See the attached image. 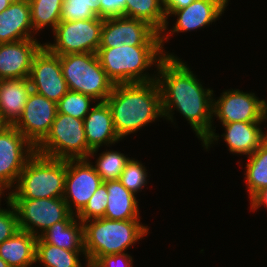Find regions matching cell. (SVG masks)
I'll return each instance as SVG.
<instances>
[{
  "instance_id": "6da1fadb",
  "label": "cell",
  "mask_w": 267,
  "mask_h": 267,
  "mask_svg": "<svg viewBox=\"0 0 267 267\" xmlns=\"http://www.w3.org/2000/svg\"><path fill=\"white\" fill-rule=\"evenodd\" d=\"M164 118L173 122L174 110L185 117L203 147L209 149L216 135L213 122V90L204 89L193 71L175 55H166L157 67Z\"/></svg>"
},
{
  "instance_id": "7a4b0ae2",
  "label": "cell",
  "mask_w": 267,
  "mask_h": 267,
  "mask_svg": "<svg viewBox=\"0 0 267 267\" xmlns=\"http://www.w3.org/2000/svg\"><path fill=\"white\" fill-rule=\"evenodd\" d=\"M115 131L123 139L162 118V96L157 80L141 83L115 84L106 99Z\"/></svg>"
},
{
  "instance_id": "3957f363",
  "label": "cell",
  "mask_w": 267,
  "mask_h": 267,
  "mask_svg": "<svg viewBox=\"0 0 267 267\" xmlns=\"http://www.w3.org/2000/svg\"><path fill=\"white\" fill-rule=\"evenodd\" d=\"M83 223L86 262L94 264L101 256L121 254L148 234L140 220H110L104 217Z\"/></svg>"
},
{
  "instance_id": "277c9868",
  "label": "cell",
  "mask_w": 267,
  "mask_h": 267,
  "mask_svg": "<svg viewBox=\"0 0 267 267\" xmlns=\"http://www.w3.org/2000/svg\"><path fill=\"white\" fill-rule=\"evenodd\" d=\"M97 57L108 78L115 84L141 83L157 80L146 71L152 65L158 67L166 56L161 45L123 44L112 48H98ZM148 73V74H147Z\"/></svg>"
},
{
  "instance_id": "5b68a950",
  "label": "cell",
  "mask_w": 267,
  "mask_h": 267,
  "mask_svg": "<svg viewBox=\"0 0 267 267\" xmlns=\"http://www.w3.org/2000/svg\"><path fill=\"white\" fill-rule=\"evenodd\" d=\"M66 160L35 152L21 171L10 199L63 198Z\"/></svg>"
},
{
  "instance_id": "8992f818",
  "label": "cell",
  "mask_w": 267,
  "mask_h": 267,
  "mask_svg": "<svg viewBox=\"0 0 267 267\" xmlns=\"http://www.w3.org/2000/svg\"><path fill=\"white\" fill-rule=\"evenodd\" d=\"M59 58L68 90L91 96L94 102L106 101L114 83L108 78L96 53L59 55Z\"/></svg>"
},
{
  "instance_id": "52a82bcc",
  "label": "cell",
  "mask_w": 267,
  "mask_h": 267,
  "mask_svg": "<svg viewBox=\"0 0 267 267\" xmlns=\"http://www.w3.org/2000/svg\"><path fill=\"white\" fill-rule=\"evenodd\" d=\"M35 152L60 160L88 159V147L83 119L58 113L49 133L35 147Z\"/></svg>"
},
{
  "instance_id": "ba28073f",
  "label": "cell",
  "mask_w": 267,
  "mask_h": 267,
  "mask_svg": "<svg viewBox=\"0 0 267 267\" xmlns=\"http://www.w3.org/2000/svg\"><path fill=\"white\" fill-rule=\"evenodd\" d=\"M102 25L101 17L60 21L53 31L55 43H44V46L56 55L97 53Z\"/></svg>"
},
{
  "instance_id": "9c48e42d",
  "label": "cell",
  "mask_w": 267,
  "mask_h": 267,
  "mask_svg": "<svg viewBox=\"0 0 267 267\" xmlns=\"http://www.w3.org/2000/svg\"><path fill=\"white\" fill-rule=\"evenodd\" d=\"M10 202L17 211L19 230L37 237L71 214L63 198L10 199Z\"/></svg>"
},
{
  "instance_id": "30bf717a",
  "label": "cell",
  "mask_w": 267,
  "mask_h": 267,
  "mask_svg": "<svg viewBox=\"0 0 267 267\" xmlns=\"http://www.w3.org/2000/svg\"><path fill=\"white\" fill-rule=\"evenodd\" d=\"M160 33L148 23L125 16L103 18L99 48L123 44L161 45Z\"/></svg>"
},
{
  "instance_id": "8fae6325",
  "label": "cell",
  "mask_w": 267,
  "mask_h": 267,
  "mask_svg": "<svg viewBox=\"0 0 267 267\" xmlns=\"http://www.w3.org/2000/svg\"><path fill=\"white\" fill-rule=\"evenodd\" d=\"M35 147L13 125L0 126V183L12 190Z\"/></svg>"
},
{
  "instance_id": "7c38bea8",
  "label": "cell",
  "mask_w": 267,
  "mask_h": 267,
  "mask_svg": "<svg viewBox=\"0 0 267 267\" xmlns=\"http://www.w3.org/2000/svg\"><path fill=\"white\" fill-rule=\"evenodd\" d=\"M102 183V178L89 158L66 160L63 199L66 201L69 211L77 215ZM74 210L76 211L74 212Z\"/></svg>"
},
{
  "instance_id": "4fadbf2b",
  "label": "cell",
  "mask_w": 267,
  "mask_h": 267,
  "mask_svg": "<svg viewBox=\"0 0 267 267\" xmlns=\"http://www.w3.org/2000/svg\"><path fill=\"white\" fill-rule=\"evenodd\" d=\"M213 115L222 124L231 122H266L267 101L259 100L254 93L239 89L224 91L218 100L213 99Z\"/></svg>"
},
{
  "instance_id": "5bb4252c",
  "label": "cell",
  "mask_w": 267,
  "mask_h": 267,
  "mask_svg": "<svg viewBox=\"0 0 267 267\" xmlns=\"http://www.w3.org/2000/svg\"><path fill=\"white\" fill-rule=\"evenodd\" d=\"M28 79L32 91L55 103L68 91L59 55L52 53L45 46L35 55Z\"/></svg>"
},
{
  "instance_id": "9a60e30c",
  "label": "cell",
  "mask_w": 267,
  "mask_h": 267,
  "mask_svg": "<svg viewBox=\"0 0 267 267\" xmlns=\"http://www.w3.org/2000/svg\"><path fill=\"white\" fill-rule=\"evenodd\" d=\"M57 112V103L31 91L21 117L13 126L36 147L49 133Z\"/></svg>"
},
{
  "instance_id": "2e32d148",
  "label": "cell",
  "mask_w": 267,
  "mask_h": 267,
  "mask_svg": "<svg viewBox=\"0 0 267 267\" xmlns=\"http://www.w3.org/2000/svg\"><path fill=\"white\" fill-rule=\"evenodd\" d=\"M229 0H194L190 5L177 10H165L167 19L170 15L177 16L175 26L167 31V36L161 34V48L165 55H173L165 53L163 43L168 41L170 34L178 32H187L215 22L224 13L225 8L228 6ZM227 4V5H226ZM169 34V35H168Z\"/></svg>"
},
{
  "instance_id": "e0dca14e",
  "label": "cell",
  "mask_w": 267,
  "mask_h": 267,
  "mask_svg": "<svg viewBox=\"0 0 267 267\" xmlns=\"http://www.w3.org/2000/svg\"><path fill=\"white\" fill-rule=\"evenodd\" d=\"M43 46L34 38L0 44V80L29 78L33 59Z\"/></svg>"
},
{
  "instance_id": "ac0fdd59",
  "label": "cell",
  "mask_w": 267,
  "mask_h": 267,
  "mask_svg": "<svg viewBox=\"0 0 267 267\" xmlns=\"http://www.w3.org/2000/svg\"><path fill=\"white\" fill-rule=\"evenodd\" d=\"M87 144L94 157L102 145H111L121 140L113 123L112 112L107 102H98L83 119Z\"/></svg>"
},
{
  "instance_id": "d6986e66",
  "label": "cell",
  "mask_w": 267,
  "mask_h": 267,
  "mask_svg": "<svg viewBox=\"0 0 267 267\" xmlns=\"http://www.w3.org/2000/svg\"><path fill=\"white\" fill-rule=\"evenodd\" d=\"M32 91L28 78L0 80V123L14 125Z\"/></svg>"
},
{
  "instance_id": "ffe728a7",
  "label": "cell",
  "mask_w": 267,
  "mask_h": 267,
  "mask_svg": "<svg viewBox=\"0 0 267 267\" xmlns=\"http://www.w3.org/2000/svg\"><path fill=\"white\" fill-rule=\"evenodd\" d=\"M32 30L28 0L12 3L0 12V44L33 39L36 33Z\"/></svg>"
},
{
  "instance_id": "44dd1931",
  "label": "cell",
  "mask_w": 267,
  "mask_h": 267,
  "mask_svg": "<svg viewBox=\"0 0 267 267\" xmlns=\"http://www.w3.org/2000/svg\"><path fill=\"white\" fill-rule=\"evenodd\" d=\"M261 122H231L222 124L225 127L223 136L231 153L251 155L267 138L261 130Z\"/></svg>"
},
{
  "instance_id": "7402d4cb",
  "label": "cell",
  "mask_w": 267,
  "mask_h": 267,
  "mask_svg": "<svg viewBox=\"0 0 267 267\" xmlns=\"http://www.w3.org/2000/svg\"><path fill=\"white\" fill-rule=\"evenodd\" d=\"M75 214L39 234L36 242H46L69 251H84L83 223ZM76 218V219H75Z\"/></svg>"
},
{
  "instance_id": "603a6c76",
  "label": "cell",
  "mask_w": 267,
  "mask_h": 267,
  "mask_svg": "<svg viewBox=\"0 0 267 267\" xmlns=\"http://www.w3.org/2000/svg\"><path fill=\"white\" fill-rule=\"evenodd\" d=\"M108 197L104 218L110 220H139V205L136 196L119 180L103 182Z\"/></svg>"
},
{
  "instance_id": "cb8c5ba5",
  "label": "cell",
  "mask_w": 267,
  "mask_h": 267,
  "mask_svg": "<svg viewBox=\"0 0 267 267\" xmlns=\"http://www.w3.org/2000/svg\"><path fill=\"white\" fill-rule=\"evenodd\" d=\"M37 236L18 230L0 244V257L10 267H32L35 262Z\"/></svg>"
},
{
  "instance_id": "d4e9b609",
  "label": "cell",
  "mask_w": 267,
  "mask_h": 267,
  "mask_svg": "<svg viewBox=\"0 0 267 267\" xmlns=\"http://www.w3.org/2000/svg\"><path fill=\"white\" fill-rule=\"evenodd\" d=\"M126 17L144 21L160 34L169 23L162 0H126Z\"/></svg>"
},
{
  "instance_id": "484cf974",
  "label": "cell",
  "mask_w": 267,
  "mask_h": 267,
  "mask_svg": "<svg viewBox=\"0 0 267 267\" xmlns=\"http://www.w3.org/2000/svg\"><path fill=\"white\" fill-rule=\"evenodd\" d=\"M245 179L249 198L267 187V138L248 156Z\"/></svg>"
},
{
  "instance_id": "4316f807",
  "label": "cell",
  "mask_w": 267,
  "mask_h": 267,
  "mask_svg": "<svg viewBox=\"0 0 267 267\" xmlns=\"http://www.w3.org/2000/svg\"><path fill=\"white\" fill-rule=\"evenodd\" d=\"M81 254L85 255V251H69L46 242H36L35 262L44 267H82Z\"/></svg>"
},
{
  "instance_id": "83f0119b",
  "label": "cell",
  "mask_w": 267,
  "mask_h": 267,
  "mask_svg": "<svg viewBox=\"0 0 267 267\" xmlns=\"http://www.w3.org/2000/svg\"><path fill=\"white\" fill-rule=\"evenodd\" d=\"M31 24L34 33L51 26L52 31L61 21V8L64 0H28ZM36 31V32H35Z\"/></svg>"
},
{
  "instance_id": "f1b7e54d",
  "label": "cell",
  "mask_w": 267,
  "mask_h": 267,
  "mask_svg": "<svg viewBox=\"0 0 267 267\" xmlns=\"http://www.w3.org/2000/svg\"><path fill=\"white\" fill-rule=\"evenodd\" d=\"M130 158L117 151L102 152L95 162V170L103 182L118 180Z\"/></svg>"
},
{
  "instance_id": "f546056e",
  "label": "cell",
  "mask_w": 267,
  "mask_h": 267,
  "mask_svg": "<svg viewBox=\"0 0 267 267\" xmlns=\"http://www.w3.org/2000/svg\"><path fill=\"white\" fill-rule=\"evenodd\" d=\"M100 17L99 0H64L61 21L88 20Z\"/></svg>"
},
{
  "instance_id": "4dcf8cb0",
  "label": "cell",
  "mask_w": 267,
  "mask_h": 267,
  "mask_svg": "<svg viewBox=\"0 0 267 267\" xmlns=\"http://www.w3.org/2000/svg\"><path fill=\"white\" fill-rule=\"evenodd\" d=\"M93 100L91 96L68 90L57 103L58 113L84 119L92 108L90 105Z\"/></svg>"
},
{
  "instance_id": "1f68e13d",
  "label": "cell",
  "mask_w": 267,
  "mask_h": 267,
  "mask_svg": "<svg viewBox=\"0 0 267 267\" xmlns=\"http://www.w3.org/2000/svg\"><path fill=\"white\" fill-rule=\"evenodd\" d=\"M146 168L141 162L130 159L119 177V181L134 195L144 189L147 184Z\"/></svg>"
},
{
  "instance_id": "d6a6232c",
  "label": "cell",
  "mask_w": 267,
  "mask_h": 267,
  "mask_svg": "<svg viewBox=\"0 0 267 267\" xmlns=\"http://www.w3.org/2000/svg\"><path fill=\"white\" fill-rule=\"evenodd\" d=\"M107 197V187L102 183L89 199L85 207L76 215L77 219L81 222H85L90 219L104 217L107 206Z\"/></svg>"
},
{
  "instance_id": "836d02e7",
  "label": "cell",
  "mask_w": 267,
  "mask_h": 267,
  "mask_svg": "<svg viewBox=\"0 0 267 267\" xmlns=\"http://www.w3.org/2000/svg\"><path fill=\"white\" fill-rule=\"evenodd\" d=\"M8 209H2L0 211V244L12 237L18 230V215L15 207L10 202V192L6 196Z\"/></svg>"
},
{
  "instance_id": "e575fe53",
  "label": "cell",
  "mask_w": 267,
  "mask_h": 267,
  "mask_svg": "<svg viewBox=\"0 0 267 267\" xmlns=\"http://www.w3.org/2000/svg\"><path fill=\"white\" fill-rule=\"evenodd\" d=\"M100 17L111 18L118 16L126 17V0H99Z\"/></svg>"
},
{
  "instance_id": "d590c367",
  "label": "cell",
  "mask_w": 267,
  "mask_h": 267,
  "mask_svg": "<svg viewBox=\"0 0 267 267\" xmlns=\"http://www.w3.org/2000/svg\"><path fill=\"white\" fill-rule=\"evenodd\" d=\"M132 257L127 253L111 254L101 256L94 264V267H133Z\"/></svg>"
},
{
  "instance_id": "8d00e7d4",
  "label": "cell",
  "mask_w": 267,
  "mask_h": 267,
  "mask_svg": "<svg viewBox=\"0 0 267 267\" xmlns=\"http://www.w3.org/2000/svg\"><path fill=\"white\" fill-rule=\"evenodd\" d=\"M251 209L258 210L261 206H266L267 208V187L258 191L250 200Z\"/></svg>"
},
{
  "instance_id": "74e56055",
  "label": "cell",
  "mask_w": 267,
  "mask_h": 267,
  "mask_svg": "<svg viewBox=\"0 0 267 267\" xmlns=\"http://www.w3.org/2000/svg\"><path fill=\"white\" fill-rule=\"evenodd\" d=\"M164 10H177L190 5L194 0H162Z\"/></svg>"
},
{
  "instance_id": "f35d334b",
  "label": "cell",
  "mask_w": 267,
  "mask_h": 267,
  "mask_svg": "<svg viewBox=\"0 0 267 267\" xmlns=\"http://www.w3.org/2000/svg\"><path fill=\"white\" fill-rule=\"evenodd\" d=\"M10 6V3L7 0H0V12L7 9Z\"/></svg>"
},
{
  "instance_id": "ab89813d",
  "label": "cell",
  "mask_w": 267,
  "mask_h": 267,
  "mask_svg": "<svg viewBox=\"0 0 267 267\" xmlns=\"http://www.w3.org/2000/svg\"><path fill=\"white\" fill-rule=\"evenodd\" d=\"M5 190H9V188H7L4 184H2V183H0V202H1V197L3 196V195H5L4 194V191ZM1 205V204H0ZM3 208H0V211L2 210Z\"/></svg>"
},
{
  "instance_id": "60d3db41",
  "label": "cell",
  "mask_w": 267,
  "mask_h": 267,
  "mask_svg": "<svg viewBox=\"0 0 267 267\" xmlns=\"http://www.w3.org/2000/svg\"><path fill=\"white\" fill-rule=\"evenodd\" d=\"M0 267H10L8 263H6L1 257H0Z\"/></svg>"
},
{
  "instance_id": "b9f144b4",
  "label": "cell",
  "mask_w": 267,
  "mask_h": 267,
  "mask_svg": "<svg viewBox=\"0 0 267 267\" xmlns=\"http://www.w3.org/2000/svg\"><path fill=\"white\" fill-rule=\"evenodd\" d=\"M10 4L12 3H18V2H21L23 0H7Z\"/></svg>"
},
{
  "instance_id": "7bdbcfd3",
  "label": "cell",
  "mask_w": 267,
  "mask_h": 267,
  "mask_svg": "<svg viewBox=\"0 0 267 267\" xmlns=\"http://www.w3.org/2000/svg\"><path fill=\"white\" fill-rule=\"evenodd\" d=\"M85 265L86 267H94L92 264H88V263H86Z\"/></svg>"
}]
</instances>
